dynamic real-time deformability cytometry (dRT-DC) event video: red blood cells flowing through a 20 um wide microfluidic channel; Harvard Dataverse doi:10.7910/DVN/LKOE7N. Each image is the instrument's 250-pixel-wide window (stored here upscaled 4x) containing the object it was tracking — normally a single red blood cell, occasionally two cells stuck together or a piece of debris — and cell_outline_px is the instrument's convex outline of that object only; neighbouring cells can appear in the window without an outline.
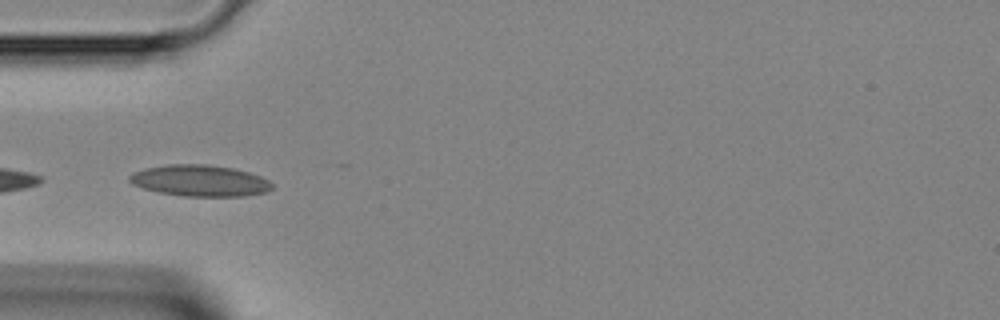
{"species": "Egyptian fruit bat (a non-hibernating species)", "species_latin": "Rousettus aegyptiacus", "temperature_condition": "room temperature", "stored_images_in_passage": 37, "camera_frame_rate_fps": 3000, "um_per_image_px": 0.085, "animal": {"sex": "female"}, "frame": {"image": 1, "passage_image": 6, "time_ms": 1.667, "image_size_px": [1000, 320], "cell_outline_px": [[272, 188], [268, 192], [244, 196], [184, 196], [160, 192], [144, 188], [132, 184], [128, 180], [128, 176], [132, 172], [144, 168], [168, 164], [208, 164], [232, 168], [248, 172], [260, 176], [268, 180], [272, 184]], "centroid_in_image_um": [16.97, 15.35], "position_along_channel_um": 68.0, "area_um2": 26.07}}
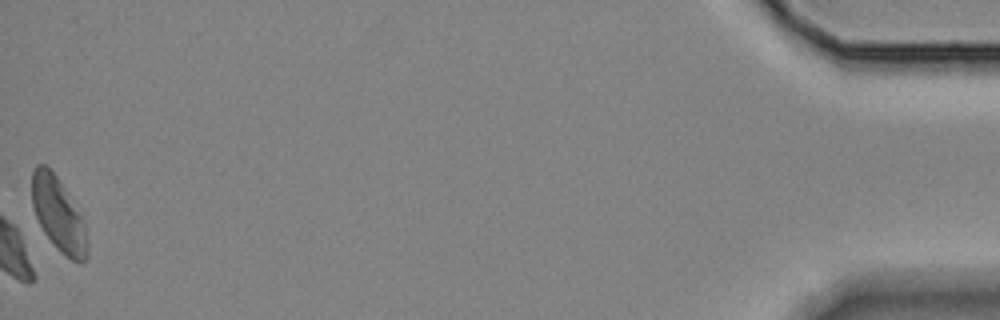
{"frame": {"image": 2, "passage_image": 37, "time_ms": 12.0, "image_size_px": [1000, 320], "cell_outline_px": [[88, 256], [80, 264], [64, 256], [56, 248], [44, 232], [32, 208], [32, 172], [36, 164], [44, 164], [56, 176], [64, 188], [80, 216], [84, 228], [88, 244]], "centroid_in_image_um": [4.94, 18.27], "position_along_channel_um": 430.3, "area_um2": 23.35}}